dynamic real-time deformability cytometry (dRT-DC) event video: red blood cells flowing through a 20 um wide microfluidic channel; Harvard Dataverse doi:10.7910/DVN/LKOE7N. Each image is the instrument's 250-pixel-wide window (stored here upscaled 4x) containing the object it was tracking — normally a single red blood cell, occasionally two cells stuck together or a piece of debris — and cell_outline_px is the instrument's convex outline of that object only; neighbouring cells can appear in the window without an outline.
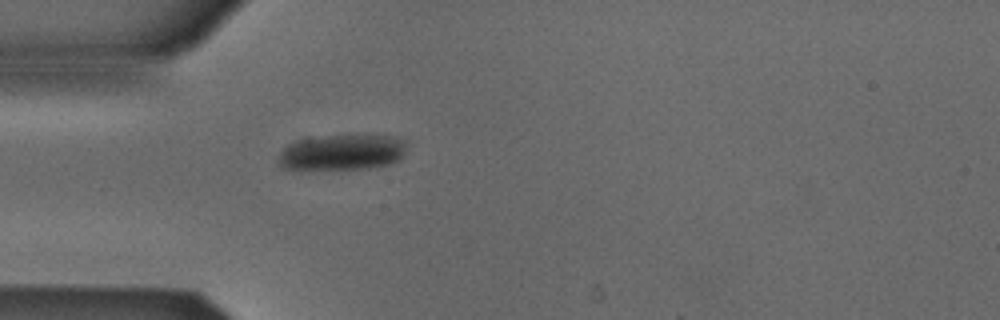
{"species": "Egyptian fruit bat (a non-hibernating species)", "species_latin": "Rousettus aegyptiacus", "temperature_condition": "cold", "stored_images_in_passage": 4, "camera_frame_rate_fps": 3000, "um_per_image_px": 0.085, "animal": {"sex": "male"}, "frame": {"image": 1, "passage_image": 4, "time_ms": 1.0, "image_size_px": [1000, 320], "cell_outline_px": [[404, 152], [400, 160], [392, 164], [368, 168], [308, 172], [284, 168], [276, 160], [276, 156], [288, 144], [300, 140], [328, 136], [388, 136], [404, 140]], "centroid_in_image_um": [28.99, 13.02], "position_along_channel_um": 56.0, "area_um2": 27.17}}